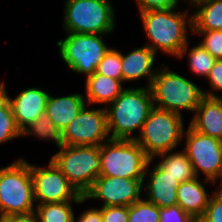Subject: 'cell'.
<instances>
[{
	"mask_svg": "<svg viewBox=\"0 0 222 222\" xmlns=\"http://www.w3.org/2000/svg\"><path fill=\"white\" fill-rule=\"evenodd\" d=\"M99 176L144 179L150 158L135 140L110 139L100 146Z\"/></svg>",
	"mask_w": 222,
	"mask_h": 222,
	"instance_id": "ba28073f",
	"label": "cell"
},
{
	"mask_svg": "<svg viewBox=\"0 0 222 222\" xmlns=\"http://www.w3.org/2000/svg\"><path fill=\"white\" fill-rule=\"evenodd\" d=\"M192 222H209V221L205 219L203 216H196L193 217Z\"/></svg>",
	"mask_w": 222,
	"mask_h": 222,
	"instance_id": "74e56055",
	"label": "cell"
},
{
	"mask_svg": "<svg viewBox=\"0 0 222 222\" xmlns=\"http://www.w3.org/2000/svg\"><path fill=\"white\" fill-rule=\"evenodd\" d=\"M30 169L36 205L64 201H81L84 197L68 181L52 160L48 162L46 167H37L30 164Z\"/></svg>",
	"mask_w": 222,
	"mask_h": 222,
	"instance_id": "7c38bea8",
	"label": "cell"
},
{
	"mask_svg": "<svg viewBox=\"0 0 222 222\" xmlns=\"http://www.w3.org/2000/svg\"><path fill=\"white\" fill-rule=\"evenodd\" d=\"M155 158H160L155 164L164 172H167L168 175L177 179L180 183L190 181L196 177L193 165L183 150L162 153L156 155L152 160H155Z\"/></svg>",
	"mask_w": 222,
	"mask_h": 222,
	"instance_id": "7402d4cb",
	"label": "cell"
},
{
	"mask_svg": "<svg viewBox=\"0 0 222 222\" xmlns=\"http://www.w3.org/2000/svg\"><path fill=\"white\" fill-rule=\"evenodd\" d=\"M152 162L154 161L150 159L146 167L143 179V181H146V184H143L145 197L143 198L159 208L176 205L177 187L180 182L160 169L155 163H153L154 165L151 169L150 164Z\"/></svg>",
	"mask_w": 222,
	"mask_h": 222,
	"instance_id": "9a60e30c",
	"label": "cell"
},
{
	"mask_svg": "<svg viewBox=\"0 0 222 222\" xmlns=\"http://www.w3.org/2000/svg\"><path fill=\"white\" fill-rule=\"evenodd\" d=\"M81 213L78 219L74 216V222H102L101 207H90Z\"/></svg>",
	"mask_w": 222,
	"mask_h": 222,
	"instance_id": "e575fe53",
	"label": "cell"
},
{
	"mask_svg": "<svg viewBox=\"0 0 222 222\" xmlns=\"http://www.w3.org/2000/svg\"><path fill=\"white\" fill-rule=\"evenodd\" d=\"M21 137L8 97L0 90V145Z\"/></svg>",
	"mask_w": 222,
	"mask_h": 222,
	"instance_id": "484cf974",
	"label": "cell"
},
{
	"mask_svg": "<svg viewBox=\"0 0 222 222\" xmlns=\"http://www.w3.org/2000/svg\"><path fill=\"white\" fill-rule=\"evenodd\" d=\"M192 12V31H222V0H203Z\"/></svg>",
	"mask_w": 222,
	"mask_h": 222,
	"instance_id": "44dd1931",
	"label": "cell"
},
{
	"mask_svg": "<svg viewBox=\"0 0 222 222\" xmlns=\"http://www.w3.org/2000/svg\"><path fill=\"white\" fill-rule=\"evenodd\" d=\"M96 72L110 78L122 80L121 51L111 47L99 63Z\"/></svg>",
	"mask_w": 222,
	"mask_h": 222,
	"instance_id": "83f0119b",
	"label": "cell"
},
{
	"mask_svg": "<svg viewBox=\"0 0 222 222\" xmlns=\"http://www.w3.org/2000/svg\"><path fill=\"white\" fill-rule=\"evenodd\" d=\"M182 120L183 116L154 106L134 140L150 159L173 151L183 142L185 127Z\"/></svg>",
	"mask_w": 222,
	"mask_h": 222,
	"instance_id": "5b68a950",
	"label": "cell"
},
{
	"mask_svg": "<svg viewBox=\"0 0 222 222\" xmlns=\"http://www.w3.org/2000/svg\"><path fill=\"white\" fill-rule=\"evenodd\" d=\"M5 84V81L0 82V90L8 97L15 123L22 132L45 112L50 93L42 88L30 87L20 91L15 98H11Z\"/></svg>",
	"mask_w": 222,
	"mask_h": 222,
	"instance_id": "5bb4252c",
	"label": "cell"
},
{
	"mask_svg": "<svg viewBox=\"0 0 222 222\" xmlns=\"http://www.w3.org/2000/svg\"><path fill=\"white\" fill-rule=\"evenodd\" d=\"M207 79L211 90H203L204 96L207 97H222V95L215 94L217 91H222V59L215 61L211 68ZM216 91V92H214Z\"/></svg>",
	"mask_w": 222,
	"mask_h": 222,
	"instance_id": "4dcf8cb0",
	"label": "cell"
},
{
	"mask_svg": "<svg viewBox=\"0 0 222 222\" xmlns=\"http://www.w3.org/2000/svg\"><path fill=\"white\" fill-rule=\"evenodd\" d=\"M51 160L62 174L84 195L100 175V146H66L58 147Z\"/></svg>",
	"mask_w": 222,
	"mask_h": 222,
	"instance_id": "52a82bcc",
	"label": "cell"
},
{
	"mask_svg": "<svg viewBox=\"0 0 222 222\" xmlns=\"http://www.w3.org/2000/svg\"><path fill=\"white\" fill-rule=\"evenodd\" d=\"M0 222H6L3 218H0Z\"/></svg>",
	"mask_w": 222,
	"mask_h": 222,
	"instance_id": "f35d334b",
	"label": "cell"
},
{
	"mask_svg": "<svg viewBox=\"0 0 222 222\" xmlns=\"http://www.w3.org/2000/svg\"><path fill=\"white\" fill-rule=\"evenodd\" d=\"M65 33L110 34L114 32L115 8L110 0H65Z\"/></svg>",
	"mask_w": 222,
	"mask_h": 222,
	"instance_id": "8992f818",
	"label": "cell"
},
{
	"mask_svg": "<svg viewBox=\"0 0 222 222\" xmlns=\"http://www.w3.org/2000/svg\"><path fill=\"white\" fill-rule=\"evenodd\" d=\"M156 54L149 46L143 45L125 54L121 52V69L123 83L147 79V87L154 82L157 75ZM157 69V70H155ZM147 77V78H146Z\"/></svg>",
	"mask_w": 222,
	"mask_h": 222,
	"instance_id": "2e32d148",
	"label": "cell"
},
{
	"mask_svg": "<svg viewBox=\"0 0 222 222\" xmlns=\"http://www.w3.org/2000/svg\"><path fill=\"white\" fill-rule=\"evenodd\" d=\"M189 44V42L186 44L177 56V59H181L185 54L188 55V68L191 72L197 75V77L203 76L207 78L216 59L200 43L191 48L189 47Z\"/></svg>",
	"mask_w": 222,
	"mask_h": 222,
	"instance_id": "cb8c5ba5",
	"label": "cell"
},
{
	"mask_svg": "<svg viewBox=\"0 0 222 222\" xmlns=\"http://www.w3.org/2000/svg\"><path fill=\"white\" fill-rule=\"evenodd\" d=\"M86 106L63 130V145L101 146L111 139L108 131L106 108L90 109Z\"/></svg>",
	"mask_w": 222,
	"mask_h": 222,
	"instance_id": "8fae6325",
	"label": "cell"
},
{
	"mask_svg": "<svg viewBox=\"0 0 222 222\" xmlns=\"http://www.w3.org/2000/svg\"><path fill=\"white\" fill-rule=\"evenodd\" d=\"M139 13L155 10H172L179 6L180 0H136Z\"/></svg>",
	"mask_w": 222,
	"mask_h": 222,
	"instance_id": "d6a6232c",
	"label": "cell"
},
{
	"mask_svg": "<svg viewBox=\"0 0 222 222\" xmlns=\"http://www.w3.org/2000/svg\"><path fill=\"white\" fill-rule=\"evenodd\" d=\"M30 163L18 158L0 168V218L35 211Z\"/></svg>",
	"mask_w": 222,
	"mask_h": 222,
	"instance_id": "277c9868",
	"label": "cell"
},
{
	"mask_svg": "<svg viewBox=\"0 0 222 222\" xmlns=\"http://www.w3.org/2000/svg\"><path fill=\"white\" fill-rule=\"evenodd\" d=\"M193 217L178 204L160 208L159 222H192Z\"/></svg>",
	"mask_w": 222,
	"mask_h": 222,
	"instance_id": "1f68e13d",
	"label": "cell"
},
{
	"mask_svg": "<svg viewBox=\"0 0 222 222\" xmlns=\"http://www.w3.org/2000/svg\"><path fill=\"white\" fill-rule=\"evenodd\" d=\"M6 222H38L35 211L25 214H13L3 218Z\"/></svg>",
	"mask_w": 222,
	"mask_h": 222,
	"instance_id": "d590c367",
	"label": "cell"
},
{
	"mask_svg": "<svg viewBox=\"0 0 222 222\" xmlns=\"http://www.w3.org/2000/svg\"><path fill=\"white\" fill-rule=\"evenodd\" d=\"M85 105L87 104L83 93H74L61 97H55L50 93L45 111L54 125L63 132Z\"/></svg>",
	"mask_w": 222,
	"mask_h": 222,
	"instance_id": "d6986e66",
	"label": "cell"
},
{
	"mask_svg": "<svg viewBox=\"0 0 222 222\" xmlns=\"http://www.w3.org/2000/svg\"><path fill=\"white\" fill-rule=\"evenodd\" d=\"M199 177L182 182L177 187V204L192 217L203 216L211 197L206 190L205 184L214 182ZM210 195V196H209Z\"/></svg>",
	"mask_w": 222,
	"mask_h": 222,
	"instance_id": "ac0fdd59",
	"label": "cell"
},
{
	"mask_svg": "<svg viewBox=\"0 0 222 222\" xmlns=\"http://www.w3.org/2000/svg\"><path fill=\"white\" fill-rule=\"evenodd\" d=\"M182 141H185L182 150L192 163L196 177L200 178L202 172L204 179L222 186V141L197 132L190 126L184 130Z\"/></svg>",
	"mask_w": 222,
	"mask_h": 222,
	"instance_id": "30bf717a",
	"label": "cell"
},
{
	"mask_svg": "<svg viewBox=\"0 0 222 222\" xmlns=\"http://www.w3.org/2000/svg\"><path fill=\"white\" fill-rule=\"evenodd\" d=\"M128 222H159L160 208L144 198L128 206Z\"/></svg>",
	"mask_w": 222,
	"mask_h": 222,
	"instance_id": "4316f807",
	"label": "cell"
},
{
	"mask_svg": "<svg viewBox=\"0 0 222 222\" xmlns=\"http://www.w3.org/2000/svg\"><path fill=\"white\" fill-rule=\"evenodd\" d=\"M181 1H184L185 3V5L187 4H189L188 6H191L192 7V9H193V7L197 4V3H199V2H202L203 0H181Z\"/></svg>",
	"mask_w": 222,
	"mask_h": 222,
	"instance_id": "8d00e7d4",
	"label": "cell"
},
{
	"mask_svg": "<svg viewBox=\"0 0 222 222\" xmlns=\"http://www.w3.org/2000/svg\"><path fill=\"white\" fill-rule=\"evenodd\" d=\"M203 217L209 222H222V186L211 191Z\"/></svg>",
	"mask_w": 222,
	"mask_h": 222,
	"instance_id": "f546056e",
	"label": "cell"
},
{
	"mask_svg": "<svg viewBox=\"0 0 222 222\" xmlns=\"http://www.w3.org/2000/svg\"><path fill=\"white\" fill-rule=\"evenodd\" d=\"M29 135L42 141L51 140L55 142L57 149L63 145L62 132L54 125L46 111L21 132L22 137Z\"/></svg>",
	"mask_w": 222,
	"mask_h": 222,
	"instance_id": "d4e9b609",
	"label": "cell"
},
{
	"mask_svg": "<svg viewBox=\"0 0 222 222\" xmlns=\"http://www.w3.org/2000/svg\"><path fill=\"white\" fill-rule=\"evenodd\" d=\"M144 183L143 179L98 176L84 198L103 201L101 207L131 206L142 199Z\"/></svg>",
	"mask_w": 222,
	"mask_h": 222,
	"instance_id": "4fadbf2b",
	"label": "cell"
},
{
	"mask_svg": "<svg viewBox=\"0 0 222 222\" xmlns=\"http://www.w3.org/2000/svg\"><path fill=\"white\" fill-rule=\"evenodd\" d=\"M192 34H196L203 37L199 43L216 59H222V31H192ZM200 34V35H199Z\"/></svg>",
	"mask_w": 222,
	"mask_h": 222,
	"instance_id": "f1b7e54d",
	"label": "cell"
},
{
	"mask_svg": "<svg viewBox=\"0 0 222 222\" xmlns=\"http://www.w3.org/2000/svg\"><path fill=\"white\" fill-rule=\"evenodd\" d=\"M155 10L139 13L143 31L149 40V46L156 54L162 51L177 58L189 41L188 30L192 32V13L189 10L175 12ZM191 14V16H190Z\"/></svg>",
	"mask_w": 222,
	"mask_h": 222,
	"instance_id": "6da1fadb",
	"label": "cell"
},
{
	"mask_svg": "<svg viewBox=\"0 0 222 222\" xmlns=\"http://www.w3.org/2000/svg\"><path fill=\"white\" fill-rule=\"evenodd\" d=\"M150 89L155 107L181 116L182 110L195 112L204 97L203 89L163 63Z\"/></svg>",
	"mask_w": 222,
	"mask_h": 222,
	"instance_id": "3957f363",
	"label": "cell"
},
{
	"mask_svg": "<svg viewBox=\"0 0 222 222\" xmlns=\"http://www.w3.org/2000/svg\"><path fill=\"white\" fill-rule=\"evenodd\" d=\"M85 101L88 105L112 103L125 89L122 80L110 78L97 72L85 78ZM123 84V85H122Z\"/></svg>",
	"mask_w": 222,
	"mask_h": 222,
	"instance_id": "ffe728a7",
	"label": "cell"
},
{
	"mask_svg": "<svg viewBox=\"0 0 222 222\" xmlns=\"http://www.w3.org/2000/svg\"><path fill=\"white\" fill-rule=\"evenodd\" d=\"M102 222H128V206L101 207Z\"/></svg>",
	"mask_w": 222,
	"mask_h": 222,
	"instance_id": "836d02e7",
	"label": "cell"
},
{
	"mask_svg": "<svg viewBox=\"0 0 222 222\" xmlns=\"http://www.w3.org/2000/svg\"><path fill=\"white\" fill-rule=\"evenodd\" d=\"M188 126L222 141V98L204 96Z\"/></svg>",
	"mask_w": 222,
	"mask_h": 222,
	"instance_id": "e0dca14e",
	"label": "cell"
},
{
	"mask_svg": "<svg viewBox=\"0 0 222 222\" xmlns=\"http://www.w3.org/2000/svg\"><path fill=\"white\" fill-rule=\"evenodd\" d=\"M105 35L66 33V37L56 43L61 60L76 74L85 77L94 74L111 48L104 42Z\"/></svg>",
	"mask_w": 222,
	"mask_h": 222,
	"instance_id": "9c48e42d",
	"label": "cell"
},
{
	"mask_svg": "<svg viewBox=\"0 0 222 222\" xmlns=\"http://www.w3.org/2000/svg\"><path fill=\"white\" fill-rule=\"evenodd\" d=\"M154 107L150 87L125 88L108 106V131L111 139L134 140ZM138 132L135 136L133 133Z\"/></svg>",
	"mask_w": 222,
	"mask_h": 222,
	"instance_id": "7a4b0ae2",
	"label": "cell"
},
{
	"mask_svg": "<svg viewBox=\"0 0 222 222\" xmlns=\"http://www.w3.org/2000/svg\"><path fill=\"white\" fill-rule=\"evenodd\" d=\"M86 199L83 197L81 201H64L39 204L35 207V213L38 222H74V210L71 203L77 205L83 204Z\"/></svg>",
	"mask_w": 222,
	"mask_h": 222,
	"instance_id": "603a6c76",
	"label": "cell"
}]
</instances>
